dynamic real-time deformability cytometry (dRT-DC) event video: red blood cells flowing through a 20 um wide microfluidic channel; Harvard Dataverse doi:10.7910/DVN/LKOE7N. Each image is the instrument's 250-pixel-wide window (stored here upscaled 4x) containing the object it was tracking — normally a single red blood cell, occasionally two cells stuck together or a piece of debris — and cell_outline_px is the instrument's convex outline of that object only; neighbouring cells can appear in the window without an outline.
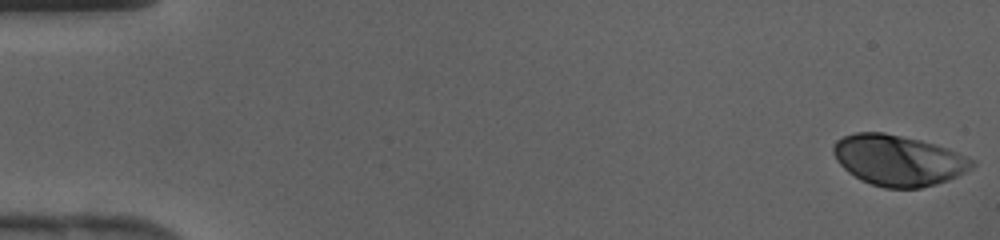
{"species": "human", "species_latin": "Homo sapiens", "temperature_condition": "cold", "stored_images_in_passage": 43, "camera_frame_rate_fps": 3000, "um_per_image_px": 0.085, "donor": {"sex": "female"}, "frame": {"image": 1, "passage_image": 1, "time_ms": 0.0, "image_size_px": [1000, 240], "cell_outline_px": [[976, 164], [972, 168], [948, 180], [936, 184], [920, 188], [884, 188], [860, 180], [848, 172], [836, 160], [832, 152], [832, 144], [836, 140], [844, 136], [856, 132], [884, 132], [920, 140], [956, 152], [976, 160]], "centroid_in_image_um": [76.32, 13.63], "position_along_channel_um": 8.7, "area_um2": 40.92}}
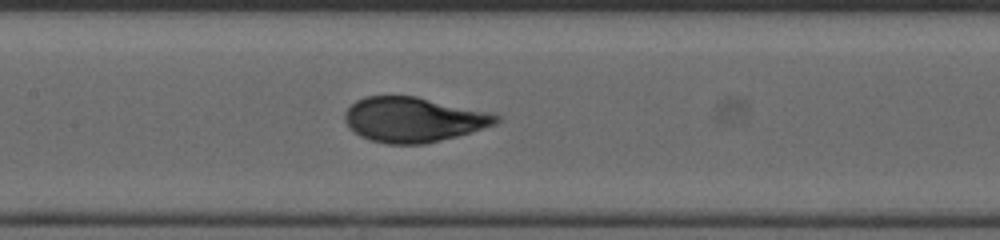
{"frame": {"image": 2, "passage_image": 21, "time_ms": 6.667, "image_size_px": [1000, 240], "cell_outline_px": [[500, 120], [496, 124], [456, 136], [424, 144], [388, 144], [368, 140], [360, 136], [348, 128], [344, 120], [344, 112], [356, 100], [364, 96], [416, 96], [492, 112], [500, 116]], "centroid_in_image_um": [35.12, 10.16], "position_along_channel_um": 172.3, "area_um2": 39.82}}
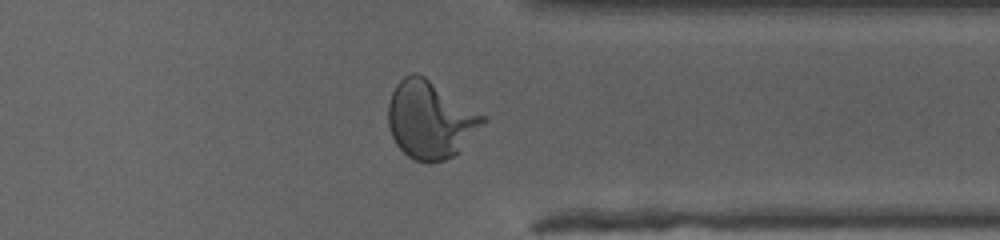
{"frame": {"image": 3, "passage_image": 34, "time_ms": 11.0, "image_size_px": [1000, 240], "cell_outline_px": [[488, 120], [456, 156], [444, 160], [428, 164], [412, 160], [396, 144], [388, 128], [388, 104], [392, 92], [396, 84], [404, 76], [412, 72], [416, 72], [424, 76], [488, 116]], "centroid_in_image_um": [36.6, 10.19], "position_along_channel_um": 374.8, "area_um2": 43.47}}